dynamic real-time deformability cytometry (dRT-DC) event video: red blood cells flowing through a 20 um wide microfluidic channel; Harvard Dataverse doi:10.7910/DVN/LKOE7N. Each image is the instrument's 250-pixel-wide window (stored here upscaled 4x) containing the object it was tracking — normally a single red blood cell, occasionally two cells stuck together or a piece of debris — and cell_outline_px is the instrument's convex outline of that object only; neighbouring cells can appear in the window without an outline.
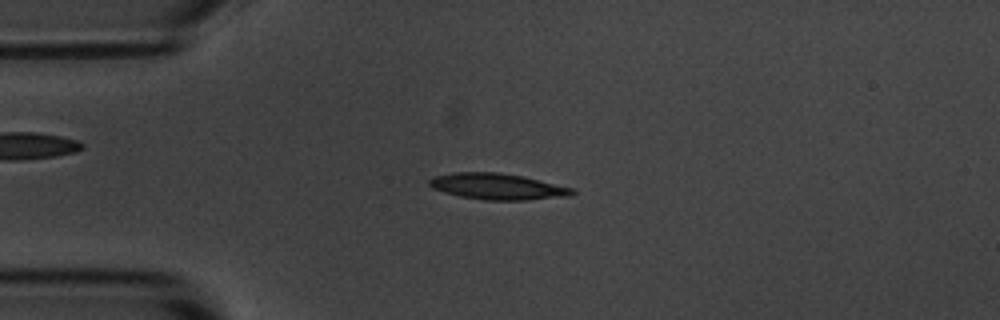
{"species": "common noctule bat (a hibernating species)", "species_latin": "Nyctalus noctula", "temperature_condition": "room temperature", "stored_images_in_passage": 8, "camera_frame_rate_fps": 3000, "um_per_image_px": 0.085, "animal": {"sex": "male", "body_mass_g": 20.1, "forearm_length_mm": 53.5}, "frame": {"image": 1, "passage_image": 4, "time_ms": 3.667, "image_size_px": [1000, 320], "cell_outline_px": [[576, 192], [572, 196], [524, 200], [484, 200], [460, 196], [444, 192], [432, 188], [428, 184], [428, 180], [432, 176], [456, 172], [500, 172], [524, 176], [576, 188]], "centroid_in_image_um": [42.33, 15.84], "position_along_channel_um": 42.7, "area_um2": 22.14}}
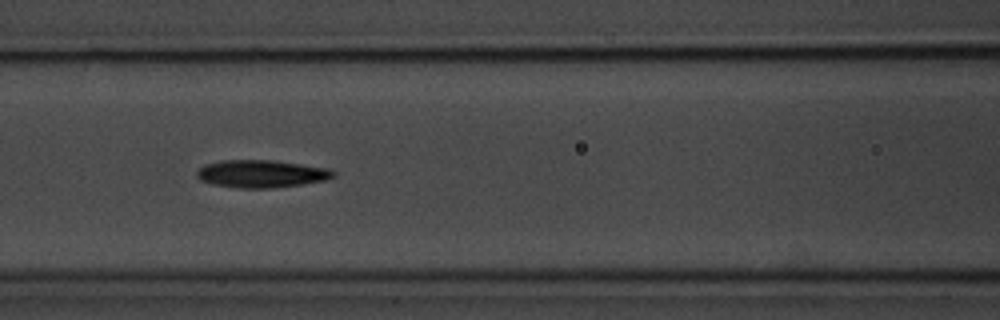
{"frame": {"image": 2, "passage_image": 7, "time_ms": 7.0, "image_size_px": [1000, 320], "cell_outline_px": [[336, 176], [324, 180], [304, 184], [272, 188], [240, 188], [212, 184], [200, 180], [196, 176], [196, 172], [200, 168], [208, 164], [224, 160], [272, 160], [328, 168], [336, 172]], "centroid_in_image_um": [22.23, 14.78], "position_along_channel_um": 144.4, "area_um2": 21.85}}
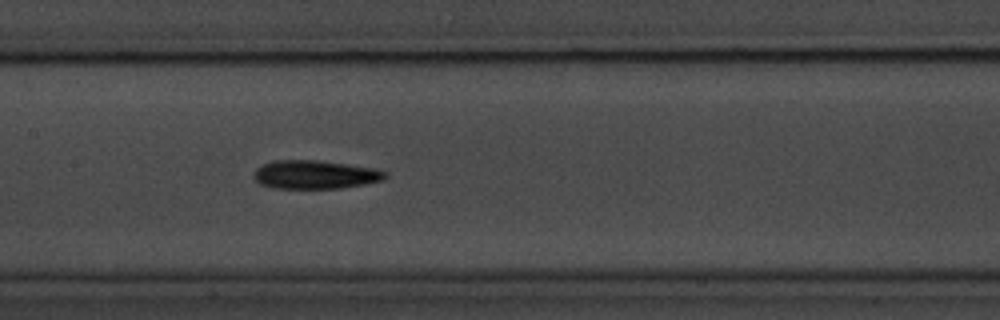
{"frame": {"image": 3, "passage_image": 8, "time_ms": 8.0, "image_size_px": [1000, 320], "cell_outline_px": [[388, 176], [384, 180], [364, 184], [340, 188], [272, 188], [260, 184], [252, 176], [256, 168], [272, 160], [316, 160], [348, 164], [372, 168], [388, 172]], "centroid_in_image_um": [26.77, 14.84], "position_along_channel_um": 180.6, "area_um2": 21.91}}